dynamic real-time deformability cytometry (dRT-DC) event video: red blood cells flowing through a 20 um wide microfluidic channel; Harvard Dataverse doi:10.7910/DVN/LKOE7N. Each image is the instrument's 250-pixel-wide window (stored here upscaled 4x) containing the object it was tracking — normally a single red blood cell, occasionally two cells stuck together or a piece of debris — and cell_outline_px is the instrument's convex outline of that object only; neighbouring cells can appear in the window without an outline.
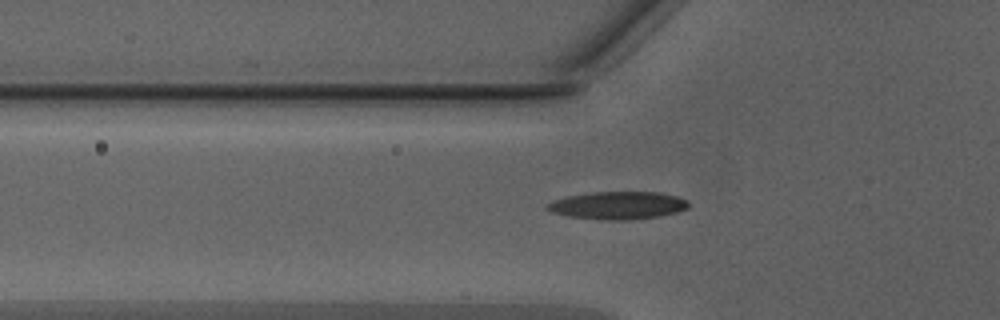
{"species": "Egyptian fruit bat (a non-hibernating species)", "species_latin": "Rousettus aegyptiacus", "temperature_condition": "warm", "stored_images_in_passage": 31, "camera_frame_rate_fps": 3000, "um_per_image_px": 0.085, "animal": {"sex": "male"}, "frame": {"image": 1, "passage_image": 4, "time_ms": 1.0, "image_size_px": [1000, 320], "cell_outline_px": [[688, 208], [676, 212], [660, 216], [628, 220], [600, 220], [568, 216], [552, 212], [544, 208], [552, 200], [568, 196], [592, 192], [660, 192], [676, 196], [688, 200]], "centroid_in_image_um": [52.51, 17.46], "position_along_channel_um": 73.3, "area_um2": 22.89}}
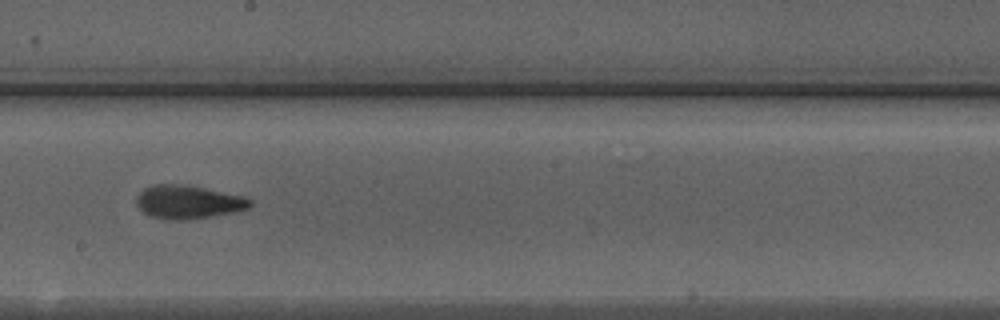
{"frame": {"image": 2, "passage_image": 15, "time_ms": 4.667, "image_size_px": [1000, 320], "cell_outline_px": [[252, 204], [248, 208], [236, 212], [184, 220], [168, 220], [148, 216], [136, 204], [136, 196], [144, 188], [152, 184], [184, 184], [244, 196], [252, 200]], "centroid_in_image_um": [15.97, 17.17], "position_along_channel_um": 232.2, "area_um2": 22.25}}
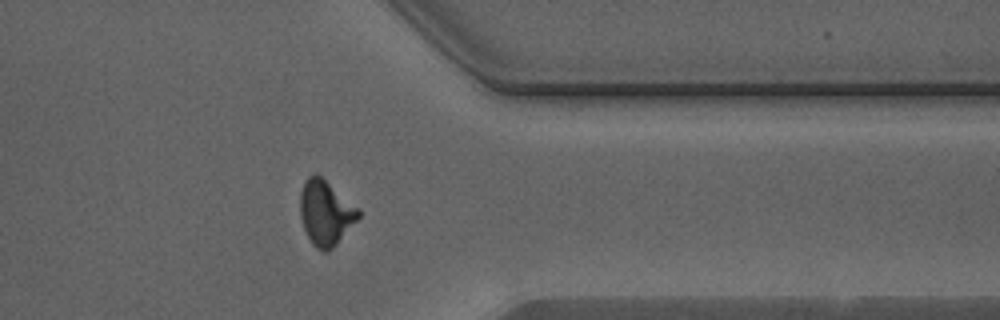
{"frame": {"image": 3, "passage_image": 26, "time_ms": 8.333, "image_size_px": [1000, 320], "cell_outline_px": [[360, 216], [336, 244], [328, 252], [324, 252], [316, 248], [312, 244], [304, 228], [300, 216], [300, 192], [304, 180], [312, 172], [316, 172], [360, 208]], "centroid_in_image_um": [27.66, 18.05], "position_along_channel_um": 383.7, "area_um2": 22.2}, "authors_computed_cell_mechanics": {"area_um2": 21.7906, "velocity_mm_per_s": 4.3277, "shape_relaxation_time_tau1_ms": 4.2688, "shape_relaxation_time_tau2_ms": 2.0849, "deformation_change_tau1": 0.18, "deformation_change_tau2": 0.1039}}